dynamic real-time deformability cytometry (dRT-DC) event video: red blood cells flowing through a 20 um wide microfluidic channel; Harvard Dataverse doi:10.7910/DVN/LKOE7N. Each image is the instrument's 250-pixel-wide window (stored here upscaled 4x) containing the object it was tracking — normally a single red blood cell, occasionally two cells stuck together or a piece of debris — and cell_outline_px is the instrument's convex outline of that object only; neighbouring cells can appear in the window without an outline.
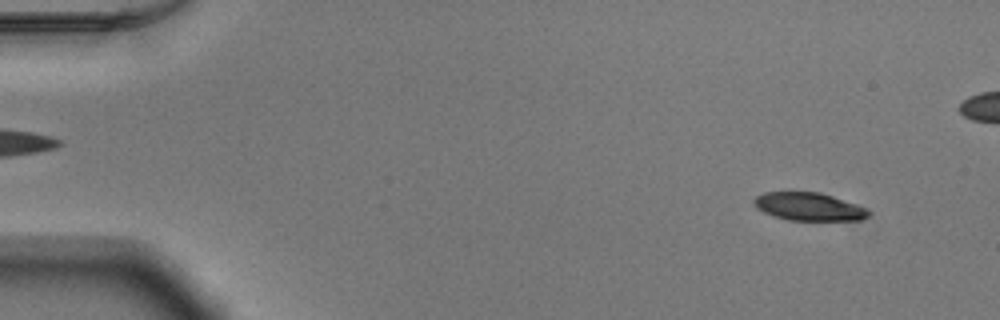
{"species": "Egyptian fruit bat (a non-hibernating species)", "species_latin": "Rousettus aegyptiacus", "temperature_condition": "warm", "stored_images_in_passage": 53, "camera_frame_rate_fps": 3000, "um_per_image_px": 0.085, "animal": {"sex": "male"}, "frame": {"image": 1, "passage_image": 4, "time_ms": 1.0, "image_size_px": [1000, 320], "cell_outline_px": [[868, 216], [864, 220], [788, 220], [764, 212], [756, 208], [752, 204], [752, 200], [756, 196], [764, 192], [820, 192], [832, 196], [864, 208], [868, 212]], "centroid_in_image_um": [68.68, 17.56], "position_along_channel_um": 16.3, "area_um2": 18.44}}
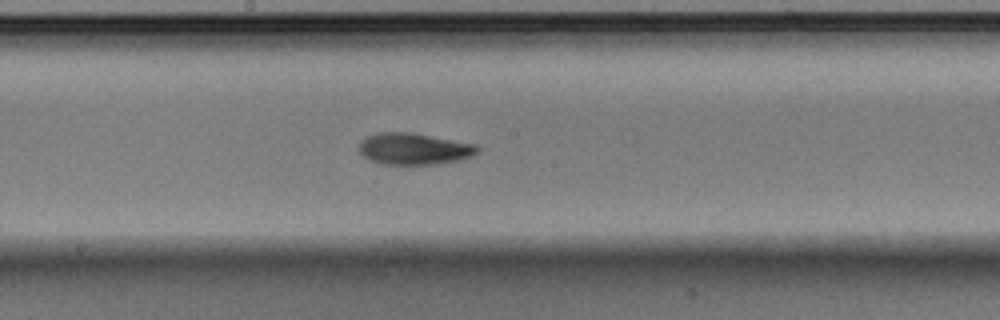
{"frame": {"image": 2, "passage_image": 28, "time_ms": 9.0, "image_size_px": [1000, 320], "cell_outline_px": [[480, 148], [476, 152], [460, 160], [436, 164], [384, 164], [368, 160], [360, 152], [360, 144], [368, 136], [380, 132], [412, 132], [476, 144]], "centroid_in_image_um": [35.19, 12.65], "position_along_channel_um": 213.0, "area_um2": 21.56}}
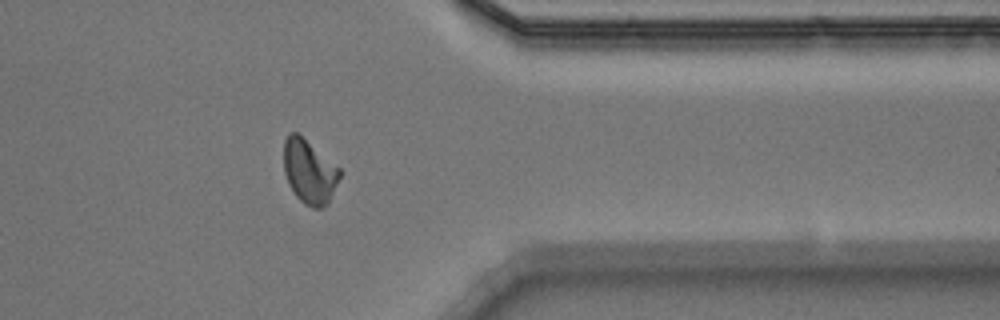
{"frame": {"image": 3, "passage_image": 42, "time_ms": 13.667, "image_size_px": [1000, 320], "cell_outline_px": [[344, 172], [328, 204], [324, 208], [312, 208], [304, 204], [296, 196], [288, 184], [284, 172], [284, 140], [288, 132], [296, 132], [340, 168]], "centroid_in_image_um": [26.31, 14.62], "position_along_channel_um": 385.1, "area_um2": 21.15}, "authors_computed_cell_mechanics": {"area_um2": 20.519, "velocity_mm_per_s": 3.8982, "shape_relaxation_time_tau1_ms": 2.204, "shape_relaxation_time_tau2_ms": 3.0889, "deformation_change_tau1": 0.1474, "deformation_change_tau2": 0.0886}}